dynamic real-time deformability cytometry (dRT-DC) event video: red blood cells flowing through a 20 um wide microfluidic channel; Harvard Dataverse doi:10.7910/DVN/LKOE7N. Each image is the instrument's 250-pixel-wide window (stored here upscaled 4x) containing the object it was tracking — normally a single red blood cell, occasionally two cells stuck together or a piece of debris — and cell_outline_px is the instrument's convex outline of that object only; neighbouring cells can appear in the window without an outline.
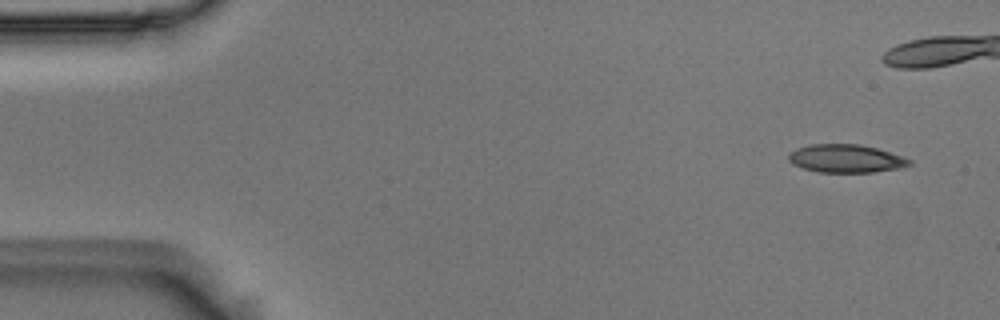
{"species": "Egyptian fruit bat (a non-hibernating species)", "species_latin": "Rousettus aegyptiacus", "temperature_condition": "room temperature", "stored_images_in_passage": 10, "segment_of_instrument_passage": [1, 2], "camera_frame_rate_fps": 3000, "um_per_image_px": 0.085, "animal": {"sex": "male"}, "frame": {"image": 1, "passage_image": 1, "time_ms": 0.0, "image_size_px": [1000, 320], "cell_outline_px": [[912, 164], [900, 168], [872, 172], [820, 172], [800, 168], [792, 164], [788, 160], [788, 156], [796, 148], [808, 144], [860, 144], [876, 148], [904, 156], [912, 160]], "centroid_in_image_um": [71.9, 13.47], "position_along_channel_um": 13.1, "area_um2": 19.94}}
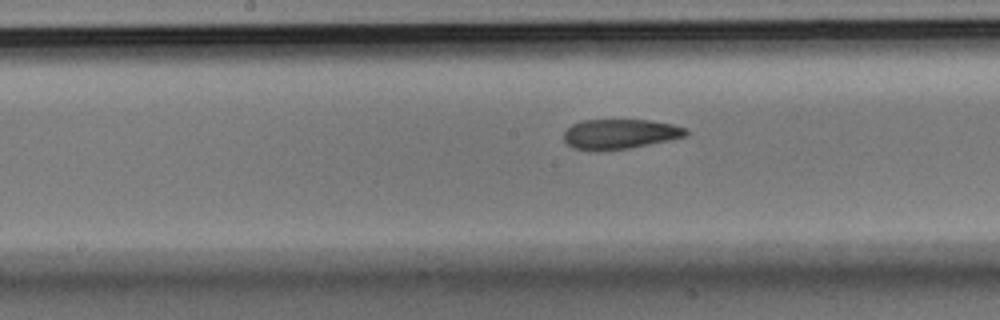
{"frame": {"image": 2, "passage_image": 9, "time_ms": 2.667, "image_size_px": [1000, 320], "cell_outline_px": [[688, 136], [628, 148], [592, 152], [572, 148], [564, 140], [564, 132], [572, 124], [584, 120], [648, 120], [672, 124], [688, 128]], "centroid_in_image_um": [52.68, 11.4], "position_along_channel_um": 195.5, "area_um2": 21.39}}